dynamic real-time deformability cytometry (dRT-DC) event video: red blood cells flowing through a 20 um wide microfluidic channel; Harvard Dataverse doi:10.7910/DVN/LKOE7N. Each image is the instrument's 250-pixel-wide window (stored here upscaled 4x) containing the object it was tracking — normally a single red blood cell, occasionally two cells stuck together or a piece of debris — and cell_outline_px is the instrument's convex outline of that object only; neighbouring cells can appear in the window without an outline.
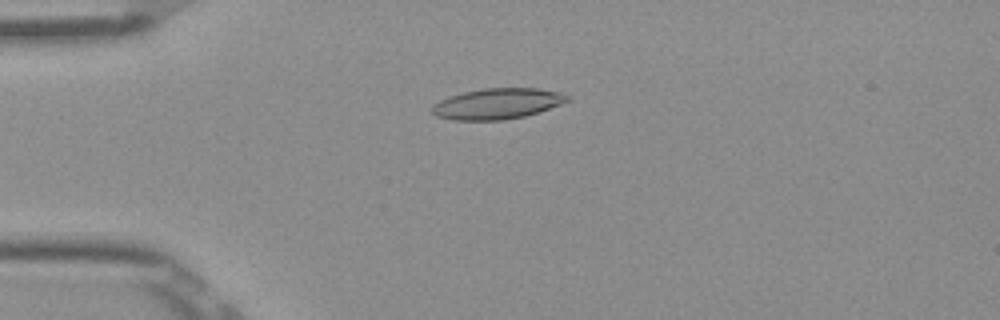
{"species": "Egyptian fruit bat (a non-hibernating species)", "species_latin": "Rousettus aegyptiacus", "temperature_condition": "room temperature", "stored_images_in_passage": 41, "camera_frame_rate_fps": 3000, "um_per_image_px": 0.085, "frame": {"image": 1, "passage_image": 2, "time_ms": 0.333, "image_size_px": [1000, 320], "cell_outline_px": [[572, 100], [540, 112], [524, 116], [504, 120], [452, 120], [436, 116], [432, 112], [432, 104], [448, 96], [464, 92], [484, 88], [536, 88], [560, 92], [572, 96]], "centroid_in_image_um": [42.31, 8.81], "position_along_channel_um": 42.7, "area_um2": 24.51}}
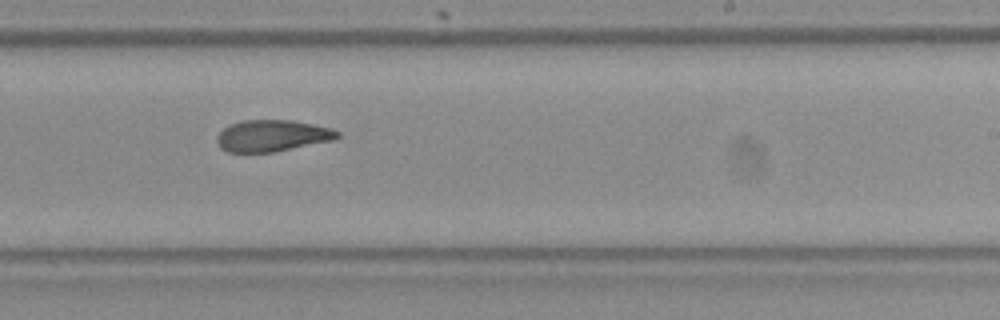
{"frame": {"image": 2, "passage_image": 21, "time_ms": 6.667, "image_size_px": [1000, 320], "cell_outline_px": [[340, 136], [336, 140], [272, 152], [228, 152], [220, 148], [216, 140], [216, 136], [224, 128], [232, 124], [244, 120], [292, 120], [332, 128], [340, 132]], "centroid_in_image_um": [23.17, 11.54], "position_along_channel_um": 265.8, "area_um2": 22.2}}
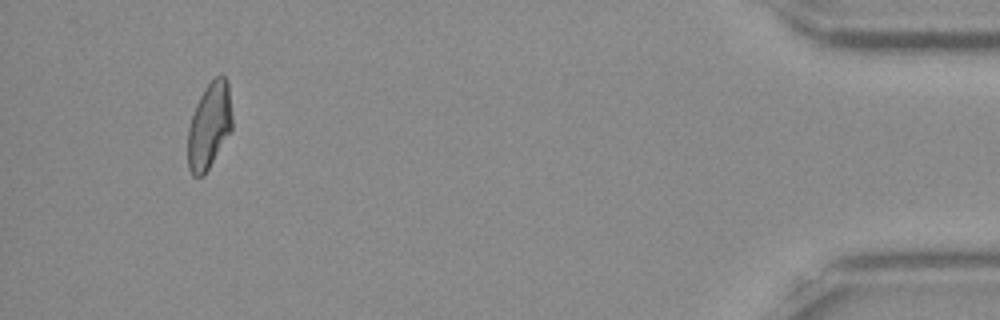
{"frame": {"image": 3, "passage_image": 38, "time_ms": 12.333, "image_size_px": [1000, 320], "cell_outline_px": [[232, 128], [204, 176], [192, 176], [188, 168], [188, 128], [196, 104], [204, 88], [216, 76], [224, 76], [228, 80], [232, 116]], "centroid_in_image_um": [17.78, 10.68], "position_along_channel_um": 417.4, "area_um2": 22.14}, "authors_computed_cell_mechanics": {"area_um2": 23.0622, "velocity_mm_per_s": 3.9079, "shape_relaxation_time_tau1_ms": null, "shape_relaxation_time_tau2_ms": 3.5708, "deformation_change_tau1": null, "deformation_change_tau2": 0.112}}